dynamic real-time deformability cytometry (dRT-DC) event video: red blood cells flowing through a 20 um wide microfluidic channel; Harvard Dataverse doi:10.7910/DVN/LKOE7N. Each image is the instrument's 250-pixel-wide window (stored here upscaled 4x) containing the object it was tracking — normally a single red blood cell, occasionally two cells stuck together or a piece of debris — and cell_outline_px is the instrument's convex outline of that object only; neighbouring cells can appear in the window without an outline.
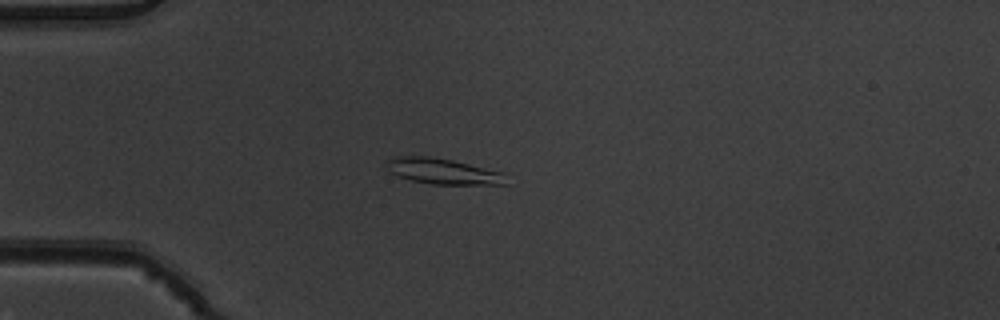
{"species": "common noctule bat (a hibernating species)", "species_latin": "Nyctalus noctula", "temperature_condition": "warm", "stored_images_in_passage": 5, "camera_frame_rate_fps": 3000, "um_per_image_px": 0.085, "animal": {"sex": "male", "body_mass_g": 19.5, "forearm_length_mm": 54.6}, "frame": {"image": 1, "passage_image": 4, "time_ms": 1.0, "image_size_px": [1000, 320], "cell_outline_px": [[508, 184], [432, 184], [412, 180], [396, 176], [388, 172], [388, 160], [392, 156], [428, 156], [452, 160], [504, 172]], "centroid_in_image_um": [37.64, 14.55], "position_along_channel_um": 47.4, "area_um2": 17.92}}